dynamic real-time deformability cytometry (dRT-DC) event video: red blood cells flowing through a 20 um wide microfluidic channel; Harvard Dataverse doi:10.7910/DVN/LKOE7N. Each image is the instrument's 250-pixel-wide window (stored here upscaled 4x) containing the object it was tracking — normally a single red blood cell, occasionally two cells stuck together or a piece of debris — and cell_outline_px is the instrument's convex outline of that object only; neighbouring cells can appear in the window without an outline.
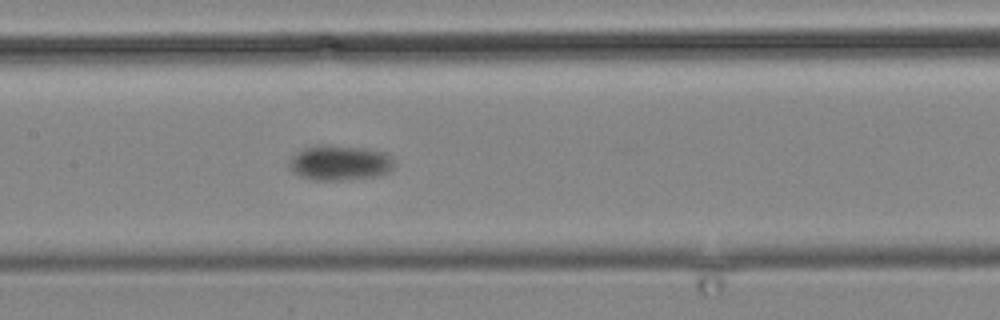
{"species": "common noctule bat (a hibernating species)", "species_latin": "Nyctalus noctula", "temperature_condition": "cold", "stored_images_in_passage": 16, "camera_frame_rate_fps": 3000, "um_per_image_px": 0.085, "animal": {"sex": "male", "body_mass_g": 19.2, "forearm_length_mm": 51.8}, "frame": {"image": 1, "passage_image": 16, "time_ms": 18.0, "image_size_px": [1000, 320], "cell_outline_px": [[396, 164], [388, 172], [380, 176], [344, 180], [316, 180], [300, 176], [292, 172], [292, 156], [304, 148], [328, 144], [332, 144], [368, 148], [384, 152], [392, 156]], "centroid_in_image_um": [28.97, 13.83], "position_along_channel_um": 178.4, "area_um2": 21.62}}